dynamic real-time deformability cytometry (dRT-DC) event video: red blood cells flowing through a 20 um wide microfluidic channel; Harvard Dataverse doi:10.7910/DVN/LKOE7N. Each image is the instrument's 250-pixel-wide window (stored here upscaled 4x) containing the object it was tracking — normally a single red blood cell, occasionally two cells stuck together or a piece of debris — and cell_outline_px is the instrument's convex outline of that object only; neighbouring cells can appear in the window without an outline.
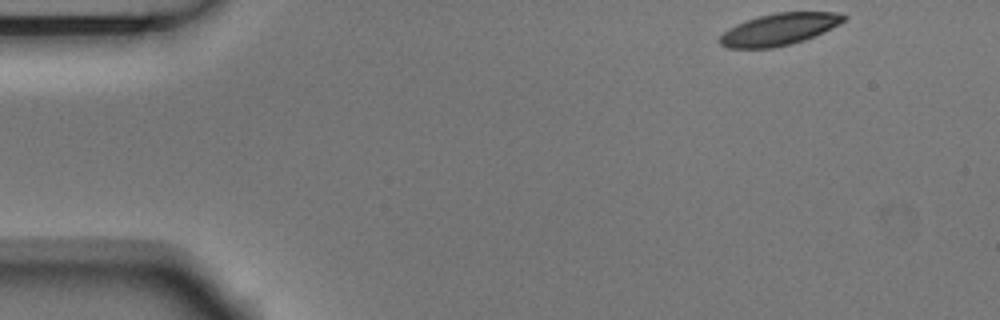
{"species": "Egyptian fruit bat (a non-hibernating species)", "species_latin": "Rousettus aegyptiacus", "temperature_condition": "room temperature", "stored_images_in_passage": 4, "camera_frame_rate_fps": 3000, "um_per_image_px": 0.085, "animal": {"sex": "male"}, "frame": {"image": 1, "passage_image": 1, "time_ms": 0.0, "image_size_px": [1000, 320], "cell_outline_px": [[848, 16], [840, 24], [804, 40], [792, 44], [772, 48], [728, 48], [720, 44], [716, 40], [728, 28], [736, 24], [756, 16], [776, 12], [836, 12]], "centroid_in_image_um": [66.19, 2.49], "position_along_channel_um": 18.8, "area_um2": 23.12}}
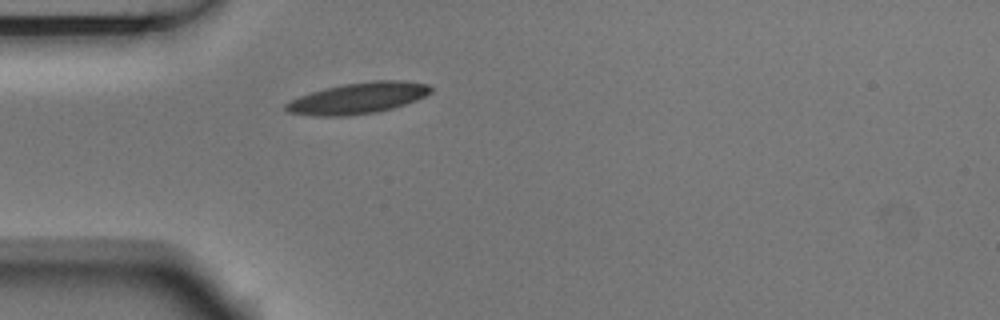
{"frame": {"image": 2, "passage_image": 4, "time_ms": 1.0, "image_size_px": [1000, 320], "cell_outline_px": [[432, 92], [416, 100], [392, 108], [376, 112], [348, 116], [312, 116], [288, 112], [284, 108], [284, 104], [300, 96], [324, 88], [344, 84], [372, 80], [400, 80], [428, 84], [432, 88]], "centroid_in_image_um": [30.43, 8.34], "position_along_channel_um": 54.6, "area_um2": 26.24}}